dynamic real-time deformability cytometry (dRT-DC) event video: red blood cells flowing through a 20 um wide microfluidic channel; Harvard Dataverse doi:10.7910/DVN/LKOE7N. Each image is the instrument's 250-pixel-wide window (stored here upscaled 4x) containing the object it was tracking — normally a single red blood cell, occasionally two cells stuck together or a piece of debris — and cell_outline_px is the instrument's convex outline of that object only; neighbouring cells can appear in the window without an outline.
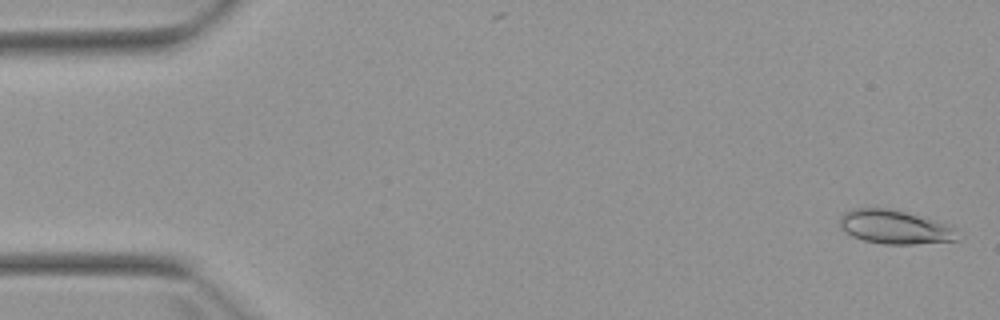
{"species": "Egyptian fruit bat (a non-hibernating species)", "species_latin": "Rousettus aegyptiacus", "temperature_condition": "warm", "stored_images_in_passage": 5, "camera_frame_rate_fps": 3000, "um_per_image_px": 0.085, "animal": {"sex": "female"}, "frame": {"image": 1, "passage_image": 1, "time_ms": 0.0, "image_size_px": [1000, 320], "cell_outline_px": [[960, 240], [912, 244], [884, 244], [864, 240], [852, 236], [844, 232], [840, 224], [840, 216], [844, 212], [852, 208], [888, 208], [904, 212], [932, 220], [948, 228]], "centroid_in_image_um": [75.9, 19.3], "position_along_channel_um": 9.1, "area_um2": 22.43}}
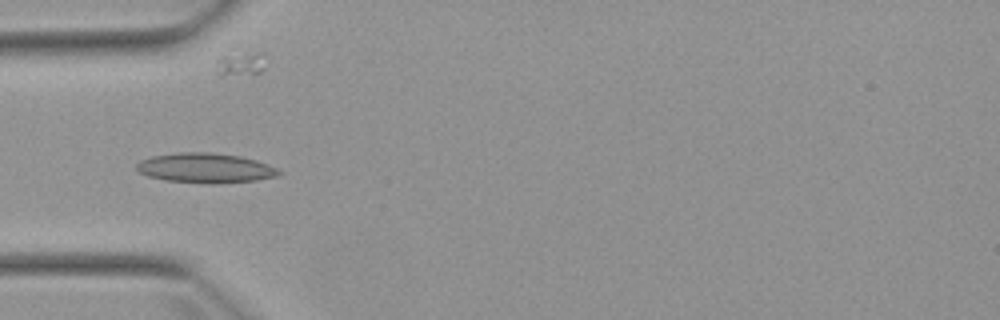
{"frame": {"image": 2, "passage_image": 5, "time_ms": 5.0, "image_size_px": [1000, 320], "cell_outline_px": [[284, 172], [280, 176], [256, 180], [216, 184], [212, 184], [164, 180], [148, 176], [140, 172], [136, 168], [136, 164], [140, 160], [152, 156], [176, 152], [212, 152], [240, 156], [256, 160], [268, 164]], "centroid_in_image_um": [17.48, 14.28], "position_along_channel_um": 67.5, "area_um2": 24.97}}